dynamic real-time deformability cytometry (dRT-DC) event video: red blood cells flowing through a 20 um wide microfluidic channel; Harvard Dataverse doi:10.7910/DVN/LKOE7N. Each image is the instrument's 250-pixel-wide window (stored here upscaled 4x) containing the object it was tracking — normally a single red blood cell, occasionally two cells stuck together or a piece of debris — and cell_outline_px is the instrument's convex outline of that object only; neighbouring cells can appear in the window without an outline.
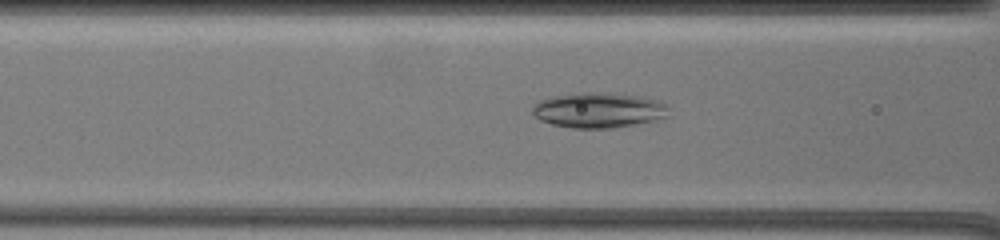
{"species": "common noctule bat (a hibernating species)", "species_latin": "Nyctalus noctula", "temperature_condition": "warm", "stored_images_in_passage": 64, "camera_frame_rate_fps": 3000, "um_per_image_px": 0.085, "animal": {"sex": "female", "body_mass_g": 19.5, "forearm_length_mm": 54.1}, "frame": {"image": 1, "passage_image": 26, "time_ms": 8.333, "image_size_px": [1000, 240], "cell_outline_px": [[668, 116], [656, 120], [612, 128], [572, 128], [552, 124], [540, 120], [532, 112], [532, 108], [540, 100], [556, 96], [588, 92], [640, 96], [656, 100], [664, 104], [668, 108]], "centroid_in_image_um": [50.88, 9.38], "position_along_channel_um": 115.7, "area_um2": 27.46}}
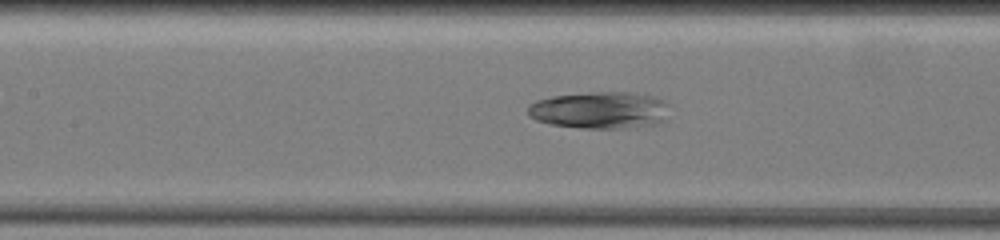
{"frame": {"image": 2, "passage_image": 30, "time_ms": 9.667, "image_size_px": [1000, 240], "cell_outline_px": [[664, 104], [660, 120], [656, 124], [624, 128], [580, 128], [552, 124], [536, 120], [528, 112], [528, 108], [536, 100], [552, 96], [592, 92], [628, 92], [652, 96], [660, 100]], "centroid_in_image_um": [50.87, 9.36], "position_along_channel_um": 156.5, "area_um2": 29.54}}
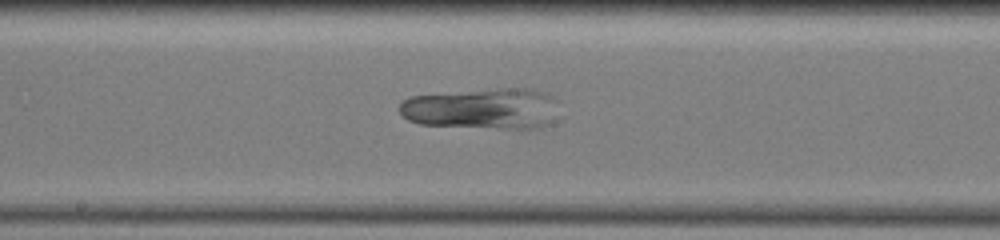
{"frame": {"image": 3, "passage_image": 35, "time_ms": 11.333, "image_size_px": [1000, 240], "cell_outline_px": [[556, 120], [552, 124], [540, 128], [504, 128], [420, 124], [408, 120], [400, 112], [400, 104], [404, 100], [412, 96], [504, 88], [532, 88], [544, 92], [552, 96]], "centroid_in_image_um": [41.04, 9.24], "position_along_channel_um": 207.2, "area_um2": 37.57}}